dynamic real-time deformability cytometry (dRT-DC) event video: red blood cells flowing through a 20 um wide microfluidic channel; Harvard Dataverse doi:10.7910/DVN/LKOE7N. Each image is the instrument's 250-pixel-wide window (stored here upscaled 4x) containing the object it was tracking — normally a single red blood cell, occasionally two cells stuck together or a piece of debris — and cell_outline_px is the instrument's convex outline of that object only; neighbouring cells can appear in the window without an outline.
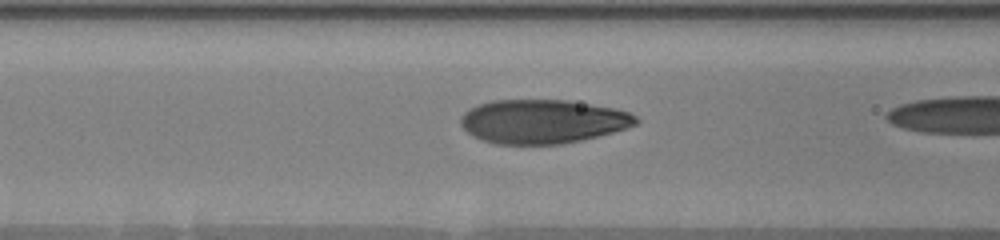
{"species": "human", "species_latin": "Homo sapiens", "temperature_condition": "warm", "stored_images_in_passage": 18, "camera_frame_rate_fps": 3000, "um_per_image_px": 0.085, "donor": {"sex": "male"}, "frame": {"image": 1, "passage_image": 16, "time_ms": 6.667, "image_size_px": [1000, 240], "cell_outline_px": [[640, 120], [636, 124], [612, 132], [580, 140], [560, 144], [496, 144], [484, 140], [468, 132], [460, 124], [460, 120], [464, 112], [480, 104], [492, 100], [568, 100], [616, 108], [628, 112], [636, 116]], "centroid_in_image_um": [46.14, 10.31], "position_along_channel_um": 120.5, "area_um2": 44.51}}